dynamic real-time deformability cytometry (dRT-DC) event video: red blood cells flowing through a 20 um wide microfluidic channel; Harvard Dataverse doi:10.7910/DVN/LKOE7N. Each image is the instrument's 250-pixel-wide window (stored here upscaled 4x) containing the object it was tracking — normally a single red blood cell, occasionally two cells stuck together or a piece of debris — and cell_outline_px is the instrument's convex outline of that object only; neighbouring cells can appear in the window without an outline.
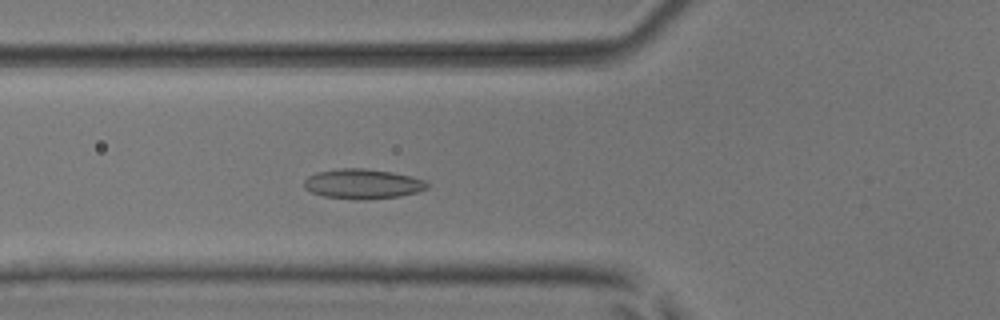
{"species": "common noctule bat (a hibernating species)", "species_latin": "Nyctalus noctula", "temperature_condition": "room temperature", "stored_images_in_passage": 51, "camera_frame_rate_fps": 3000, "um_per_image_px": 0.085, "animal": {"sex": "male", "body_mass_g": 17.9, "forearm_length_mm": 54.2}, "frame": {"image": 1, "passage_image": 18, "time_ms": 5.667, "image_size_px": [1000, 320], "cell_outline_px": [[428, 188], [416, 192], [400, 196], [364, 200], [324, 196], [312, 192], [304, 188], [304, 180], [308, 176], [316, 172], [340, 168], [364, 168], [392, 172], [412, 176], [424, 180], [428, 184]], "centroid_in_image_um": [30.82, 15.62], "position_along_channel_um": 95.0, "area_um2": 21.39}}
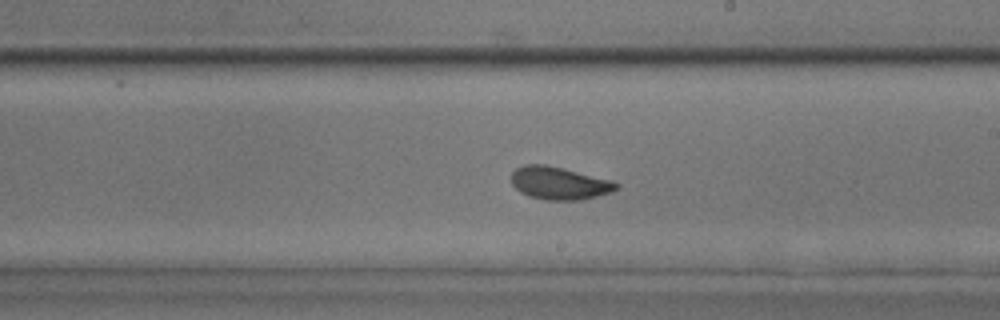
{"frame": {"image": 2, "passage_image": 29, "time_ms": 9.333, "image_size_px": [1000, 320], "cell_outline_px": [[620, 188], [612, 192], [580, 200], [544, 200], [528, 196], [520, 192], [512, 184], [512, 172], [516, 168], [524, 164], [544, 164], [612, 180], [620, 184]], "centroid_in_image_um": [47.54, 15.58], "position_along_channel_um": 241.5, "area_um2": 20.06}}
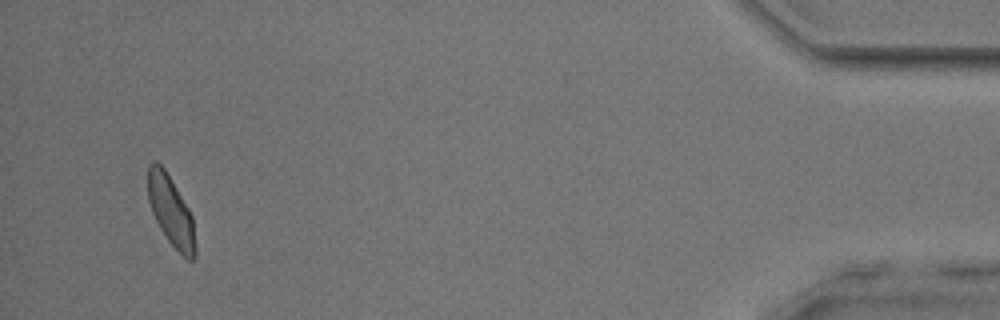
{"frame": {"image": 3, "passage_image": 48, "time_ms": 15.667, "image_size_px": [1000, 320], "cell_outline_px": [[196, 256], [192, 260], [188, 260], [168, 240], [160, 228], [152, 212], [148, 200], [148, 164], [156, 160], [164, 168], [188, 208], [192, 216], [196, 248]], "centroid_in_image_um": [14.52, 17.93], "position_along_channel_um": 420.7, "area_um2": 19.02}}